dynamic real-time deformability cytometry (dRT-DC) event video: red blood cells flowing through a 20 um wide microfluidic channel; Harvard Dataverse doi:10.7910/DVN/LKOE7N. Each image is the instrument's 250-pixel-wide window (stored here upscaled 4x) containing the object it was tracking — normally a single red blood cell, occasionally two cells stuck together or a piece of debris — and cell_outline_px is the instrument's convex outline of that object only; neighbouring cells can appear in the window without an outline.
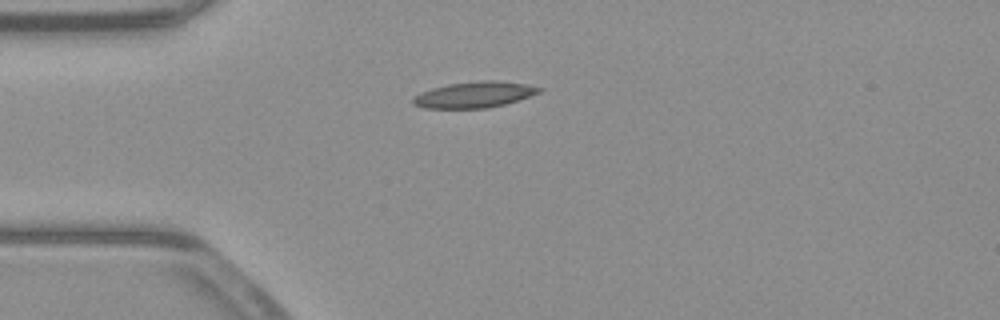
{"species": "common noctule bat (a hibernating species)", "species_latin": "Nyctalus noctula", "temperature_condition": "warm", "stored_images_in_passage": 46, "camera_frame_rate_fps": 3000, "um_per_image_px": 0.085, "animal": {"sex": "male", "body_mass_g": 23.1, "forearm_length_mm": 52.7}, "frame": {"image": 1, "passage_image": 7, "time_ms": 2.0, "image_size_px": [1000, 320], "cell_outline_px": [[544, 88], [540, 92], [504, 104], [488, 108], [424, 108], [412, 104], [412, 96], [420, 92], [432, 88], [448, 84], [484, 80], [496, 80], [524, 84]], "centroid_in_image_um": [40.26, 8.05], "position_along_channel_um": 44.7, "area_um2": 19.02}}
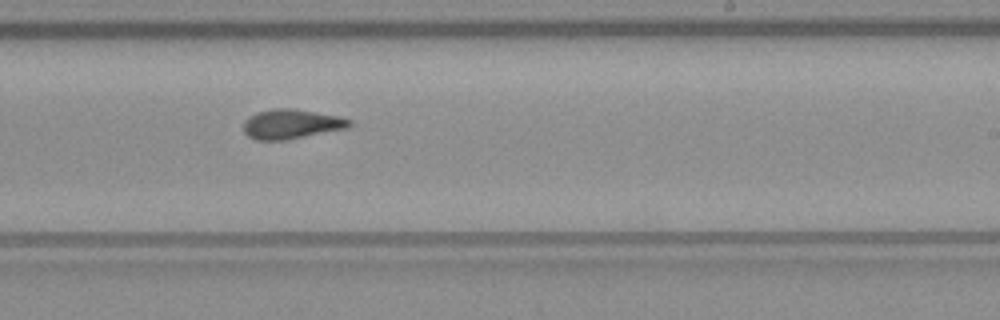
{"frame": {"image": 2, "passage_image": 25, "time_ms": 8.0, "image_size_px": [1000, 320], "cell_outline_px": [[352, 124], [348, 128], [284, 140], [256, 140], [248, 136], [244, 132], [244, 120], [248, 116], [256, 112], [272, 108], [296, 108], [340, 116], [352, 120]], "centroid_in_image_um": [24.76, 10.52], "position_along_channel_um": 264.2, "area_um2": 18.5}}
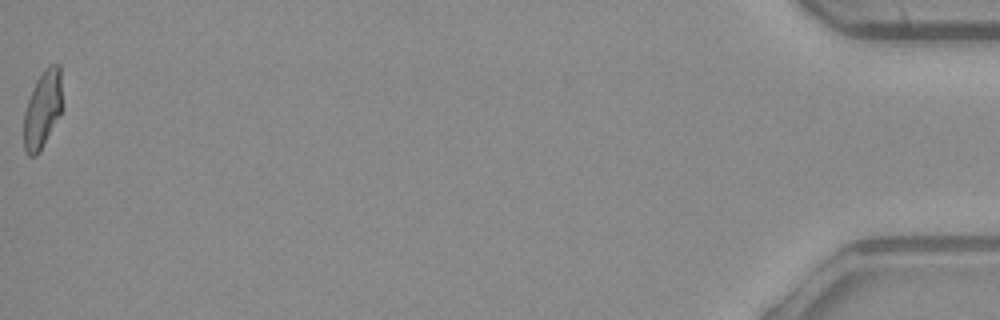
{"frame": {"image": 3, "passage_image": 46, "time_ms": 15.0, "image_size_px": [1000, 320], "cell_outline_px": [[60, 116], [40, 152], [36, 156], [28, 156], [24, 148], [24, 112], [32, 88], [36, 80], [48, 64], [60, 64]], "centroid_in_image_um": [3.59, 9.32], "position_along_channel_um": 431.6, "area_um2": 17.22}, "authors_computed_cell_mechanics": {"area_um2": 17.9758, "velocity_mm_per_s": 3.9408, "shape_relaxation_time_tau1_ms": 6.2893, "shape_relaxation_time_tau2_ms": 1.7577, "deformation_change_tau1": 0.2023, "deformation_change_tau2": 0.0822}}